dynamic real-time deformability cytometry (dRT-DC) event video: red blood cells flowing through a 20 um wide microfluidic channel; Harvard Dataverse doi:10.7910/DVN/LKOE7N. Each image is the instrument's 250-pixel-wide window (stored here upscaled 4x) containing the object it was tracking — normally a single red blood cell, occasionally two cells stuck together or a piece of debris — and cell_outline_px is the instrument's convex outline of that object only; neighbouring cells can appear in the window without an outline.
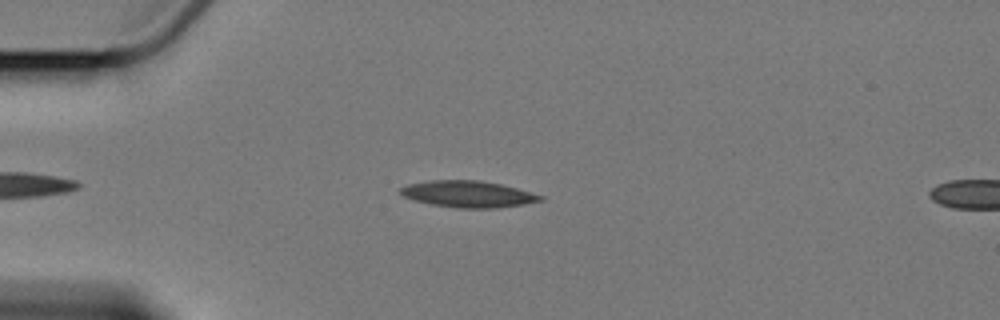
{"species": "Egyptian fruit bat (a non-hibernating species)", "species_latin": "Rousettus aegyptiacus", "temperature_condition": "cold", "stored_images_in_passage": 3, "camera_frame_rate_fps": 3000, "um_per_image_px": 0.085, "animal": {"sex": "female"}, "frame": {"image": 1, "passage_image": 2, "time_ms": 4.0, "image_size_px": [1000, 320], "cell_outline_px": [[544, 200], [524, 204], [496, 208], [456, 208], [432, 204], [416, 200], [404, 196], [400, 192], [400, 188], [408, 184], [432, 180], [476, 180], [500, 184], [516, 188], [544, 196]], "centroid_in_image_um": [39.81, 16.5], "position_along_channel_um": 45.2, "area_um2": 21.39}}